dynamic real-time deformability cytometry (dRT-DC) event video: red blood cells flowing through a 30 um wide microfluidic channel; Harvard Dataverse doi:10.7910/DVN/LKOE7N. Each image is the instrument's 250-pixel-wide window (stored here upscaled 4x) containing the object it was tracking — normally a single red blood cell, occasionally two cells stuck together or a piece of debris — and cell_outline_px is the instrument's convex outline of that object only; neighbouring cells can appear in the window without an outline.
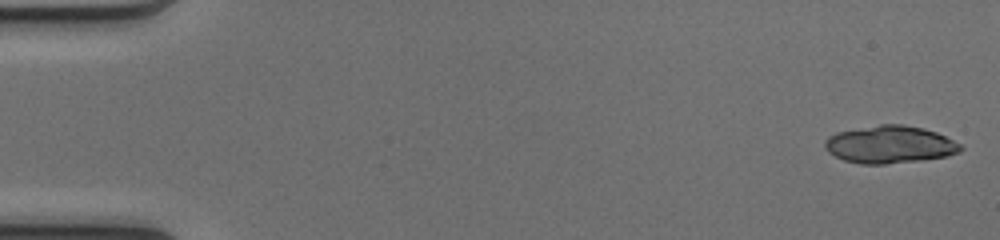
{"species": "common noctule bat (a hibernating species)", "species_latin": "Nyctalus noctula", "temperature_condition": "cold", "stored_images_in_passage": 12, "camera_frame_rate_fps": 3000, "um_per_image_px": 0.085, "animal": {"sex": "female", "body_mass_g": 17.0, "forearm_length_mm": 48.0}, "frame": {"image": 1, "passage_image": 1, "time_ms": 0.0, "image_size_px": [1000, 240], "cell_outline_px": [[964, 148], [960, 152], [948, 156], [920, 160], [884, 164], [860, 164], [844, 160], [828, 152], [824, 148], [824, 140], [828, 136], [836, 132], [880, 124], [904, 124], [924, 128], [936, 132], [960, 144]], "centroid_in_image_um": [75.62, 12.28], "position_along_channel_um": 9.4, "area_um2": 29.77}}